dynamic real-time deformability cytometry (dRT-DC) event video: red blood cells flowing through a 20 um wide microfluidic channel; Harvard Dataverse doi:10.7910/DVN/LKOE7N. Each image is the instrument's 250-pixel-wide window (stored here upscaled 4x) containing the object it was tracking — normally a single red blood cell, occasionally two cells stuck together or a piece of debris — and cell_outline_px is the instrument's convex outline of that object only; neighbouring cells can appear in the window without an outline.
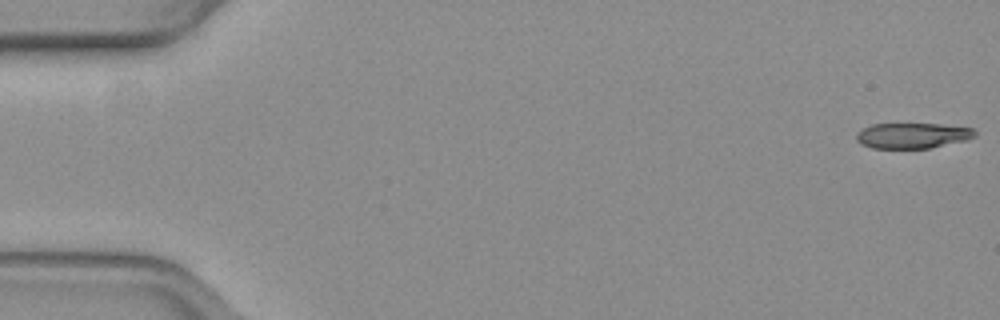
{"species": "common noctule bat (a hibernating species)", "species_latin": "Nyctalus noctula", "temperature_condition": "warm", "stored_images_in_passage": 54, "camera_frame_rate_fps": 3000, "um_per_image_px": 0.085, "animal": {"sex": "female", "body_mass_g": 19.3, "forearm_length_mm": 54.1}, "frame": {"image": 1, "passage_image": 1, "time_ms": 0.0, "image_size_px": [1000, 320], "cell_outline_px": [[976, 136], [968, 140], [928, 148], [872, 148], [860, 144], [856, 140], [856, 132], [872, 124], [940, 124], [972, 128], [976, 132]], "centroid_in_image_um": [77.55, 11.52], "position_along_channel_um": 7.4, "area_um2": 17.63}}
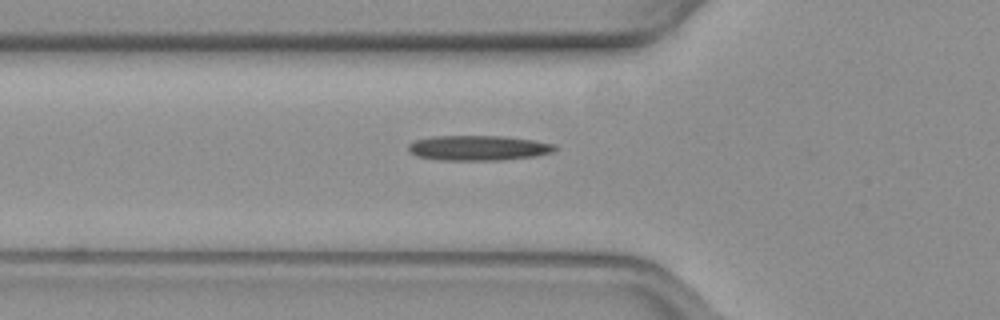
{"frame": {"image": 2, "passage_image": 19, "time_ms": 6.0, "image_size_px": [1000, 320], "cell_outline_px": [[556, 148], [552, 152], [536, 156], [500, 160], [440, 160], [416, 156], [408, 152], [408, 144], [416, 140], [436, 136], [500, 136], [532, 140], [552, 144]], "centroid_in_image_um": [40.6, 12.58], "position_along_channel_um": 85.2, "area_um2": 21.21}}
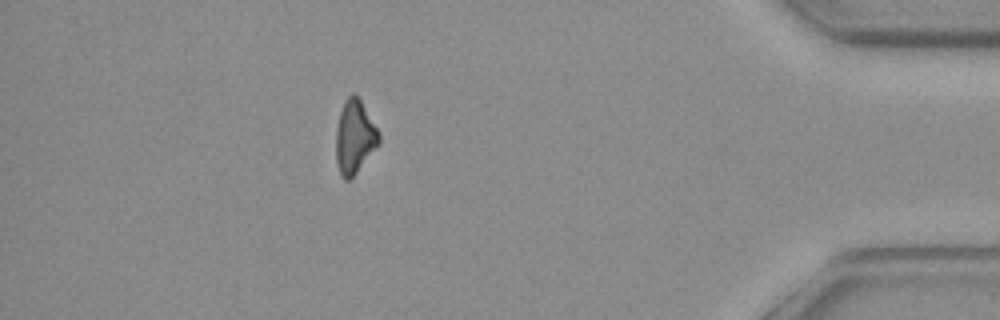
{"frame": {"image": 3, "passage_image": 48, "time_ms": 15.667, "image_size_px": [1000, 320], "cell_outline_px": [[380, 144], [356, 172], [348, 180], [344, 180], [340, 176], [336, 164], [336, 128], [340, 112], [344, 100], [352, 92], [360, 100], [380, 132]], "centroid_in_image_um": [30.14, 11.65], "position_along_channel_um": 405.1, "area_um2": 18.44}, "authors_computed_cell_mechanics": {"area_um2": 19.9988, "velocity_mm_per_s": 3.8208, "shape_relaxation_time_tau1_ms": 9.09, "shape_relaxation_time_tau2_ms": null, "deformation_change_tau1": 0.1957, "deformation_change_tau2": null}}